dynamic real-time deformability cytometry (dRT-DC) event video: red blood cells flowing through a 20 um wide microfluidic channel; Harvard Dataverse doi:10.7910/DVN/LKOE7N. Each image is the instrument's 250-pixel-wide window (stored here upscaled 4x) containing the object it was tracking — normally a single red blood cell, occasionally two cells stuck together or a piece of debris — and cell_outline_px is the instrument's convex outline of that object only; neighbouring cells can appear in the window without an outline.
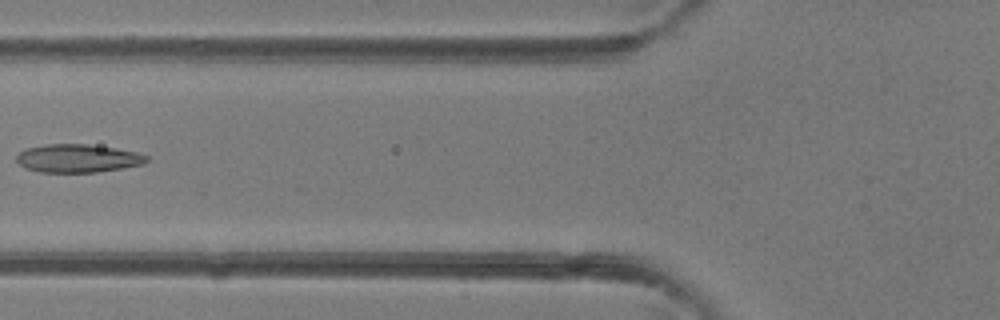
{"species": "common noctule bat (a hibernating species)", "species_latin": "Nyctalus noctula", "temperature_condition": "room temperature", "stored_images_in_passage": 5, "camera_frame_rate_fps": 3000, "um_per_image_px": 0.085, "animal": {"sex": "female"}, "frame": {"image": 1, "passage_image": 5, "time_ms": 5.333, "image_size_px": [1000, 320], "cell_outline_px": [[148, 160], [144, 164], [100, 172], [40, 172], [24, 168], [16, 160], [16, 156], [20, 152], [28, 148], [44, 144], [88, 144], [116, 148], [136, 152], [148, 156]], "centroid_in_image_um": [6.62, 13.46], "position_along_channel_um": 119.2, "area_um2": 21.44}}